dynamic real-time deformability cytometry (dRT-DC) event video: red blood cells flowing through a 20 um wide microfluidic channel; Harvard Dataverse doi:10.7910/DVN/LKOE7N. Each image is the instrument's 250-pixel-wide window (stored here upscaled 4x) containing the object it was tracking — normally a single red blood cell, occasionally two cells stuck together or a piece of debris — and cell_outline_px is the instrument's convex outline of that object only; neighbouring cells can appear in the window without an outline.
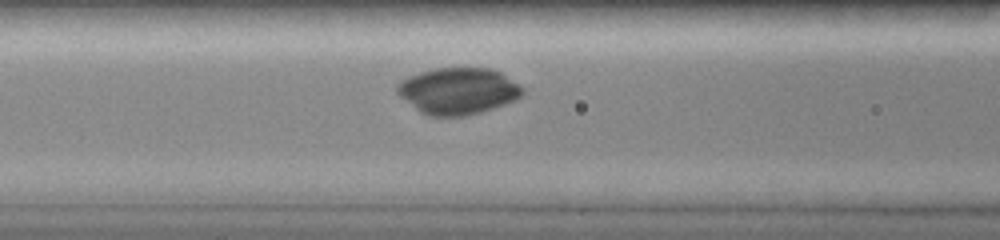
{"species": "common noctule bat (a hibernating species)", "species_latin": "Nyctalus noctula", "temperature_condition": "room temperature", "stored_images_in_passage": 8, "camera_frame_rate_fps": 3000, "um_per_image_px": 0.085, "animal": {"sex": "female", "body_mass_g": 19.0, "forearm_length_mm": 51.5}, "frame": {"image": 1, "passage_image": 4, "time_ms": 1.333, "image_size_px": [1000, 240], "cell_outline_px": [[524, 92], [516, 100], [480, 112], [464, 116], [428, 116], [420, 112], [400, 96], [396, 92], [396, 84], [400, 80], [408, 76], [436, 68], [492, 68], [500, 72], [524, 88]], "centroid_in_image_um": [38.92, 7.73], "position_along_channel_um": 127.7, "area_um2": 33.93}}